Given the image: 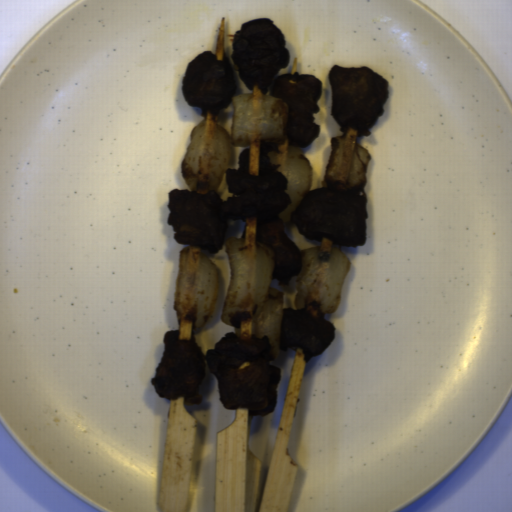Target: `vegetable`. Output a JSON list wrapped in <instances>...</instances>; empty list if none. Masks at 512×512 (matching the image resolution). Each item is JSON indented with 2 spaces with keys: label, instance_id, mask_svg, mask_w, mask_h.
I'll return each mask as SVG.
<instances>
[{
  "label": "vegetable",
  "instance_id": "add77e79",
  "mask_svg": "<svg viewBox=\"0 0 512 512\" xmlns=\"http://www.w3.org/2000/svg\"><path fill=\"white\" fill-rule=\"evenodd\" d=\"M230 134L218 122L204 119L196 124L180 166L190 190L216 192L224 177L233 147L273 142L267 152L270 164L279 165L285 178L290 204L278 214L283 222L292 218L311 189L313 171L303 150L286 138L289 106L285 99L262 93H236L232 100Z\"/></svg>",
  "mask_w": 512,
  "mask_h": 512
},
{
  "label": "vegetable",
  "instance_id": "ea0f7189",
  "mask_svg": "<svg viewBox=\"0 0 512 512\" xmlns=\"http://www.w3.org/2000/svg\"><path fill=\"white\" fill-rule=\"evenodd\" d=\"M230 279L221 319L237 337H268L271 361L280 358L283 293L272 287L276 254L258 240L231 236L224 245Z\"/></svg>",
  "mask_w": 512,
  "mask_h": 512
},
{
  "label": "vegetable",
  "instance_id": "f7b5029e",
  "mask_svg": "<svg viewBox=\"0 0 512 512\" xmlns=\"http://www.w3.org/2000/svg\"><path fill=\"white\" fill-rule=\"evenodd\" d=\"M220 277L208 251L193 246L179 251L173 309L180 322L200 331L216 309Z\"/></svg>",
  "mask_w": 512,
  "mask_h": 512
},
{
  "label": "vegetable",
  "instance_id": "96ceb2fe",
  "mask_svg": "<svg viewBox=\"0 0 512 512\" xmlns=\"http://www.w3.org/2000/svg\"><path fill=\"white\" fill-rule=\"evenodd\" d=\"M301 272L295 276L298 291L294 305L298 311L332 314L339 306L343 285L352 266L338 247L320 246L299 251Z\"/></svg>",
  "mask_w": 512,
  "mask_h": 512
},
{
  "label": "vegetable",
  "instance_id": "f1789d4c",
  "mask_svg": "<svg viewBox=\"0 0 512 512\" xmlns=\"http://www.w3.org/2000/svg\"><path fill=\"white\" fill-rule=\"evenodd\" d=\"M330 145L331 153L323 178L326 186L336 193L364 191L371 161L368 150L344 135L332 137Z\"/></svg>",
  "mask_w": 512,
  "mask_h": 512
}]
</instances>
